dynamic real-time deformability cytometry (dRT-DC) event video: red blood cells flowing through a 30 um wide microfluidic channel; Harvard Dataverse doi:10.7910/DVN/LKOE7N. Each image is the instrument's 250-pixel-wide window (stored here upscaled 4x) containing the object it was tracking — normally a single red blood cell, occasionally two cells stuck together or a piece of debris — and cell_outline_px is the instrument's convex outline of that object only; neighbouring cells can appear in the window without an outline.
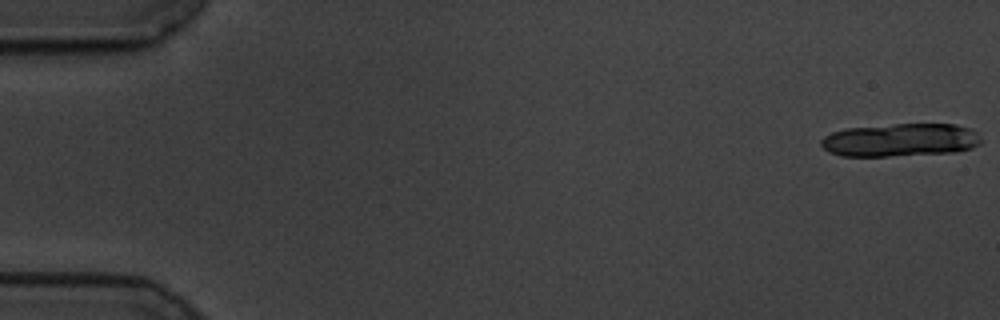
{"species": "common noctule bat (a hibernating species)", "species_latin": "Nyctalus noctula", "temperature_condition": "cold", "stored_images_in_passage": 18, "camera_frame_rate_fps": 3000, "um_per_image_px": 0.085, "animal": {"sex": "male", "body_mass_g": 19.5, "forearm_length_mm": 54.6}, "frame": {"image": 1, "passage_image": 1, "time_ms": 0.0, "image_size_px": [1000, 320], "cell_outline_px": [[980, 144], [972, 148], [956, 152], [888, 156], [840, 156], [828, 152], [820, 144], [820, 140], [824, 136], [832, 132], [844, 128], [896, 124], [956, 124], [972, 128], [976, 132], [980, 140]], "centroid_in_image_um": [76.51, 11.9], "position_along_channel_um": 8.5, "area_um2": 31.1}}